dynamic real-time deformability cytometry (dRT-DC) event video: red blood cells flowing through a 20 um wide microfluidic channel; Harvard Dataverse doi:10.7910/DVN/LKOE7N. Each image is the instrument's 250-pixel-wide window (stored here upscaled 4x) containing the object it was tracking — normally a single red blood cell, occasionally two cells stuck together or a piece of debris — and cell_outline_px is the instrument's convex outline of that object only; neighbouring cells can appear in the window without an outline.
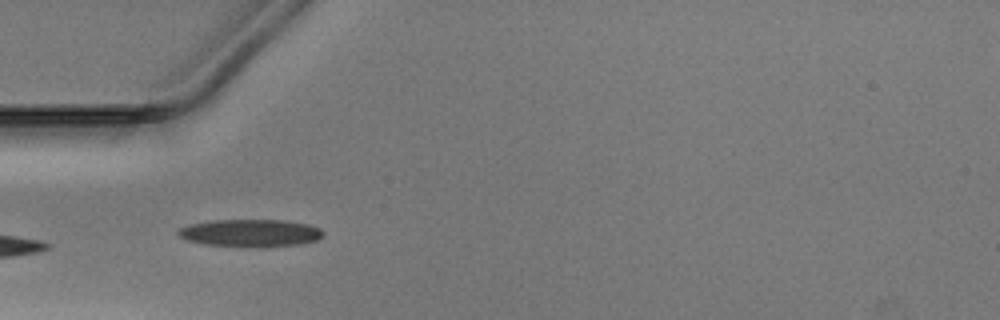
{"species": "Egyptian fruit bat (a non-hibernating species)", "species_latin": "Rousettus aegyptiacus", "temperature_condition": "warm", "stored_images_in_passage": 24, "camera_frame_rate_fps": 3000, "um_per_image_px": 0.085, "animal": {"sex": "male"}, "frame": {"image": 1, "passage_image": 1, "time_ms": 0.0, "image_size_px": [1000, 320], "cell_outline_px": [[324, 236], [316, 240], [300, 244], [260, 248], [256, 248], [204, 244], [184, 240], [176, 236], [176, 232], [180, 228], [188, 224], [212, 220], [288, 220], [308, 224], [320, 228], [324, 232]], "centroid_in_image_um": [21.26, 19.81], "position_along_channel_um": 63.7, "area_um2": 23.81}}